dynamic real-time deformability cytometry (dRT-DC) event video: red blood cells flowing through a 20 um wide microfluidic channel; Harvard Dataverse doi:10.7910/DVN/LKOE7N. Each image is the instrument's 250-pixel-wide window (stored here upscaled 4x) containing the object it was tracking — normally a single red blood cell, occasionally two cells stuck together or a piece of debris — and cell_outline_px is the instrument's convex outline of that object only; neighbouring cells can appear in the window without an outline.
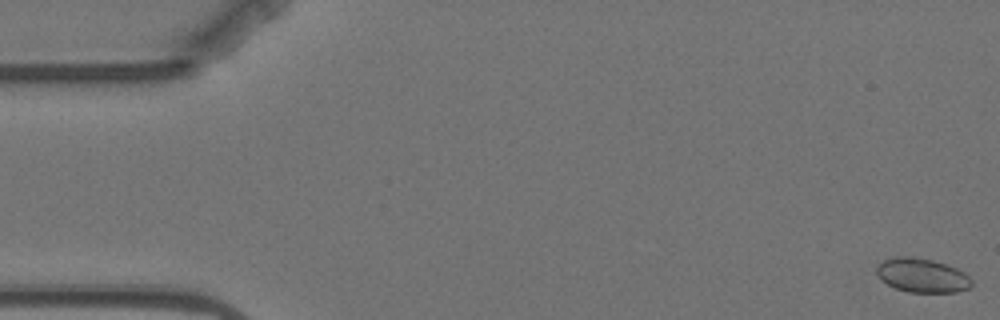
{"species": "Egyptian fruit bat (a non-hibernating species)", "species_latin": "Rousettus aegyptiacus", "temperature_condition": "warm", "stored_images_in_passage": 6, "camera_frame_rate_fps": 3000, "um_per_image_px": 0.085, "animal": {"sex": "female"}, "frame": {"image": 1, "passage_image": 1, "time_ms": 0.0, "image_size_px": [1000, 320], "cell_outline_px": [[972, 288], [956, 292], [908, 292], [896, 288], [880, 280], [876, 272], [876, 268], [884, 260], [896, 256], [912, 256], [932, 260], [948, 264], [964, 272], [972, 280]], "centroid_in_image_um": [78.4, 23.41], "position_along_channel_um": 6.6, "area_um2": 19.02}}
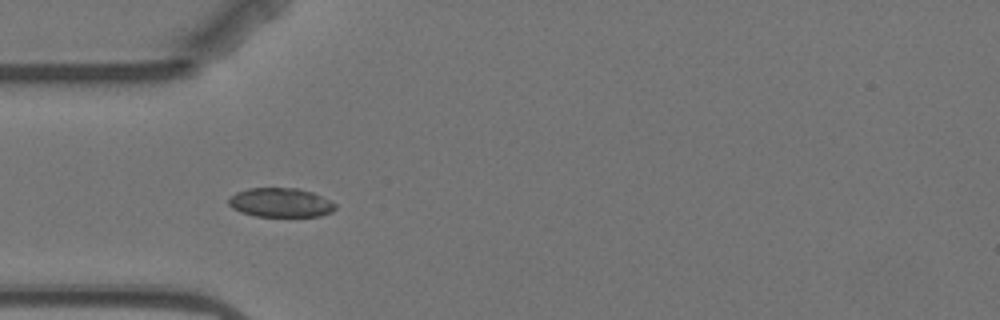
{"frame": {"image": 2, "passage_image": 5, "time_ms": 5.333, "image_size_px": [1000, 320], "cell_outline_px": [[336, 208], [332, 212], [320, 216], [256, 216], [240, 212], [232, 208], [228, 204], [228, 200], [236, 192], [248, 188], [296, 188], [312, 192], [336, 204]], "centroid_in_image_um": [23.83, 17.22], "position_along_channel_um": 61.2, "area_um2": 18.03}}
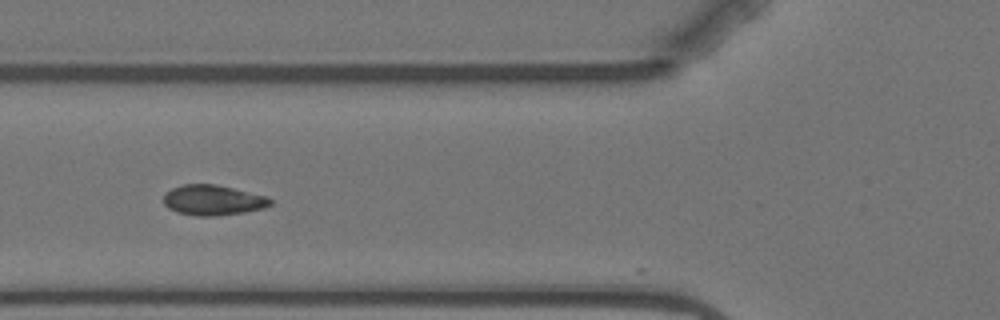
{"frame": {"image": 3, "passage_image": 6, "time_ms": 6.667, "image_size_px": [1000, 320], "cell_outline_px": [[272, 204], [264, 208], [244, 212], [216, 216], [200, 216], [176, 212], [168, 208], [164, 204], [164, 192], [172, 188], [184, 184], [216, 184], [264, 196], [272, 200]], "centroid_in_image_um": [18.06, 17.01], "position_along_channel_um": 107.7, "area_um2": 18.73}}